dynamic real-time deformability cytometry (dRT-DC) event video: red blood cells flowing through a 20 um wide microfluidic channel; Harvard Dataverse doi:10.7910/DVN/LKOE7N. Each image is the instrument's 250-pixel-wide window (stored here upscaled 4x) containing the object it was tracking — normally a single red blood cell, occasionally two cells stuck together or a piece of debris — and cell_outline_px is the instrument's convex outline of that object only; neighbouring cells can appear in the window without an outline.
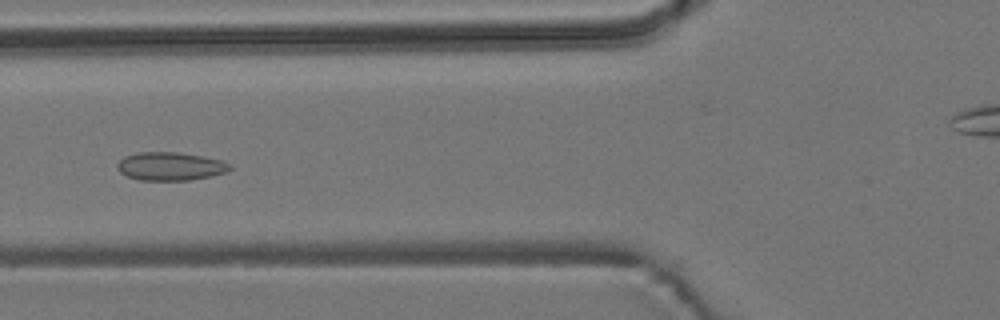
{"species": "common noctule bat (a hibernating species)", "species_latin": "Nyctalus noctula", "temperature_condition": "room temperature", "stored_images_in_passage": 7, "camera_frame_rate_fps": 3000, "um_per_image_px": 0.085, "animal": {"sex": "male", "body_mass_g": 19.2, "forearm_length_mm": 51.8}, "frame": {"image": 1, "passage_image": 6, "time_ms": 6.333, "image_size_px": [1000, 320], "cell_outline_px": [[232, 168], [228, 172], [188, 180], [140, 180], [128, 176], [120, 172], [116, 168], [116, 164], [124, 156], [136, 152], [176, 152], [224, 160], [232, 164]], "centroid_in_image_um": [14.48, 14.13], "position_along_channel_um": 111.3, "area_um2": 18.61}}
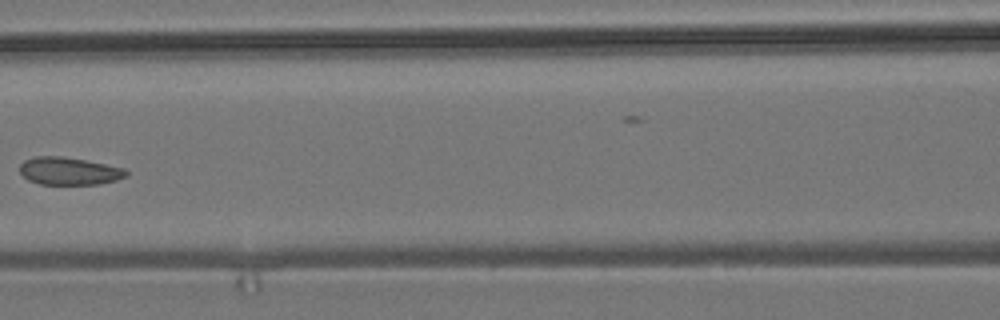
{"frame": {"image": 2, "passage_image": 7, "time_ms": 7.667, "image_size_px": [1000, 320], "cell_outline_px": [[128, 176], [116, 180], [100, 184], [40, 184], [28, 180], [20, 172], [20, 164], [24, 160], [36, 156], [60, 156], [84, 160], [124, 168], [128, 172]], "centroid_in_image_um": [5.87, 14.54], "position_along_channel_um": 160.7, "area_um2": 17.05}}